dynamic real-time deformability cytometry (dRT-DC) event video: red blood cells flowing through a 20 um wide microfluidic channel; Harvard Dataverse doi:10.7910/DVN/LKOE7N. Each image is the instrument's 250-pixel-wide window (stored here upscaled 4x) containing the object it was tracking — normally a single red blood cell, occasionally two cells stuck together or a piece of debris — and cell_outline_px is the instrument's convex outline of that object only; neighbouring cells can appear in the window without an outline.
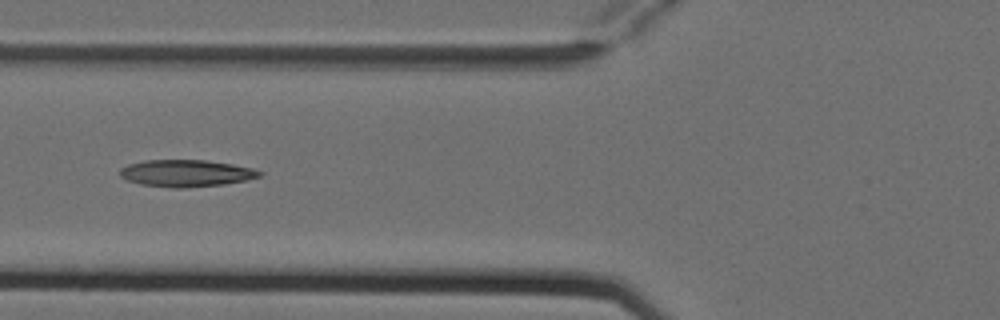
{"species": "Egyptian fruit bat (a non-hibernating species)", "species_latin": "Rousettus aegyptiacus", "temperature_condition": "cold", "stored_images_in_passage": 8, "camera_frame_rate_fps": 3000, "um_per_image_px": 0.085, "animal": {"sex": "female"}, "frame": {"image": 1, "passage_image": 5, "time_ms": 1.333, "image_size_px": [1000, 320], "cell_outline_px": [[264, 172], [260, 176], [248, 180], [224, 184], [184, 188], [172, 188], [140, 184], [128, 180], [120, 176], [120, 168], [128, 164], [144, 160], [204, 160], [232, 164], [252, 168]], "centroid_in_image_um": [15.82, 14.72], "position_along_channel_um": 110.0, "area_um2": 21.96}}
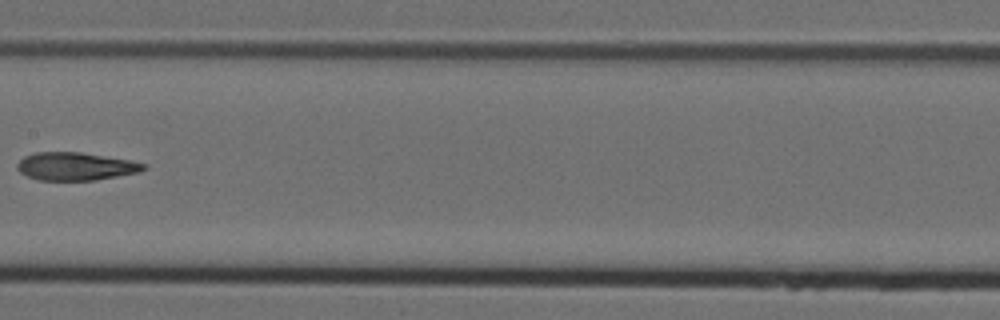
{"frame": {"image": 2, "passage_image": 7, "time_ms": 2.0, "image_size_px": [1000, 320], "cell_outline_px": [[148, 168], [140, 172], [96, 180], [40, 180], [28, 176], [20, 172], [16, 168], [16, 164], [24, 156], [36, 152], [80, 152], [128, 160], [148, 164]], "centroid_in_image_um": [6.44, 14.14], "position_along_channel_um": 201.0, "area_um2": 20.58}}
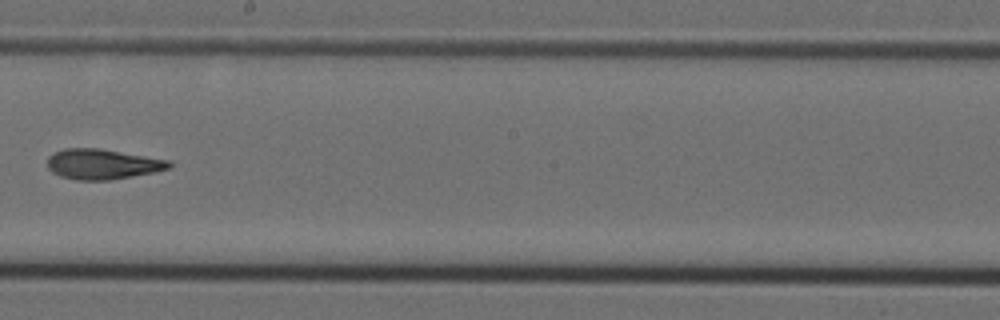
{"frame": {"image": 3, "passage_image": 8, "time_ms": 2.333, "image_size_px": [1000, 320], "cell_outline_px": [[172, 168], [132, 176], [108, 180], [76, 180], [60, 176], [52, 172], [48, 168], [48, 156], [64, 148], [100, 148], [172, 160]], "centroid_in_image_um": [8.74, 13.94], "position_along_channel_um": 239.5, "area_um2": 21.56}}